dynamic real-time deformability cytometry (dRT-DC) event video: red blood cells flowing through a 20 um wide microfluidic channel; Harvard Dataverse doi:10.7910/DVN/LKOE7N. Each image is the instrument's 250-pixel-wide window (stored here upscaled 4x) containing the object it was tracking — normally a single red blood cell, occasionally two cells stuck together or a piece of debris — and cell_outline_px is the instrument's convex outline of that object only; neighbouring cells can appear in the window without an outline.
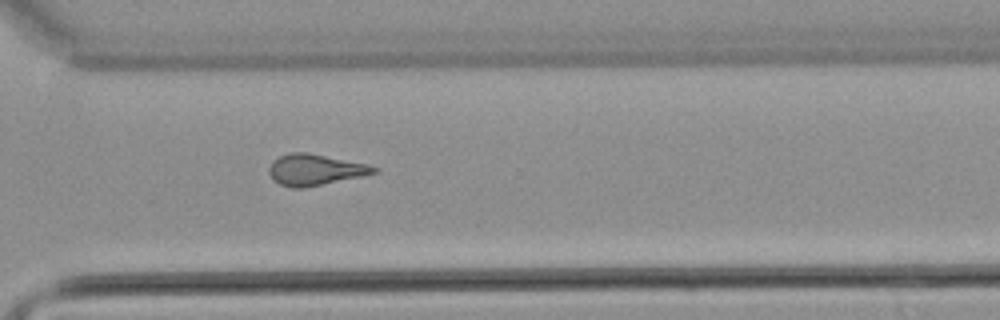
{"species": "common noctule bat (a hibernating species)", "species_latin": "Nyctalus noctula", "temperature_condition": "warm", "stored_images_in_passage": 49, "camera_frame_rate_fps": 3000, "um_per_image_px": 0.085, "animal": {"sex": "male", "body_mass_g": 21.5, "forearm_length_mm": 52.0}, "frame": {"image": 1, "passage_image": 35, "time_ms": 11.333, "image_size_px": [1000, 320], "cell_outline_px": [[380, 172], [364, 176], [304, 188], [292, 188], [280, 184], [272, 180], [268, 172], [268, 168], [272, 160], [280, 156], [292, 152], [308, 152], [368, 164], [380, 168]], "centroid_in_image_um": [26.8, 14.43], "position_along_channel_um": 343.8, "area_um2": 19.36}, "authors_computed_cell_mechanics": {"area_um2": 18.9584, "velocity_mm_per_s": 3.9053, "shape_relaxation_time_tau1_ms": null, "shape_relaxation_time_tau2_ms": 2.8197, "deformation_change_tau1": null, "deformation_change_tau2": 0.1136}}